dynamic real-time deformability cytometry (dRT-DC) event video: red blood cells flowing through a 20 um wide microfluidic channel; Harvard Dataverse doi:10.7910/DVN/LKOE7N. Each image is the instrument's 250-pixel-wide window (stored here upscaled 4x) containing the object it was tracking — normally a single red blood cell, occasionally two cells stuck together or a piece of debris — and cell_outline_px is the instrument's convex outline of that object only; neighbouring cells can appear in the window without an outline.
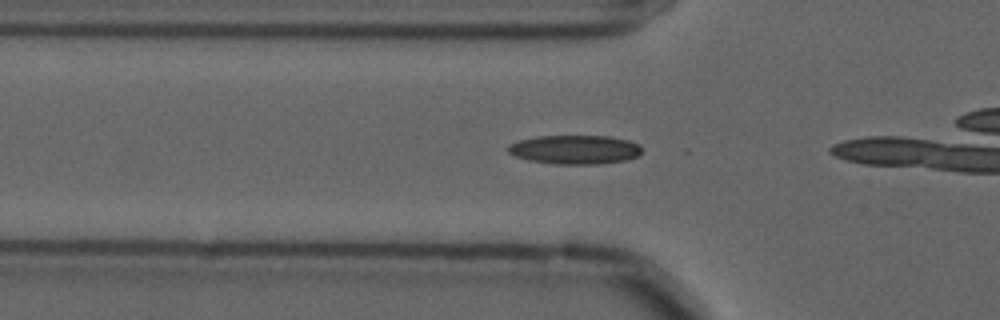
{"species": "common noctule bat (a hibernating species)", "species_latin": "Nyctalus noctula", "temperature_condition": "cold", "stored_images_in_passage": 8, "camera_frame_rate_fps": 3000, "um_per_image_px": 0.085, "animal": {"sex": "male", "forearm_length_mm": 52.5}, "frame": {"image": 1, "passage_image": 3, "time_ms": 0.667, "image_size_px": [1000, 320], "cell_outline_px": [[640, 156], [624, 160], [600, 164], [552, 164], [528, 160], [516, 156], [508, 152], [508, 144], [520, 140], [536, 136], [608, 136], [628, 140], [640, 144]], "centroid_in_image_um": [48.86, 12.72], "position_along_channel_um": 76.9, "area_um2": 22.66}}
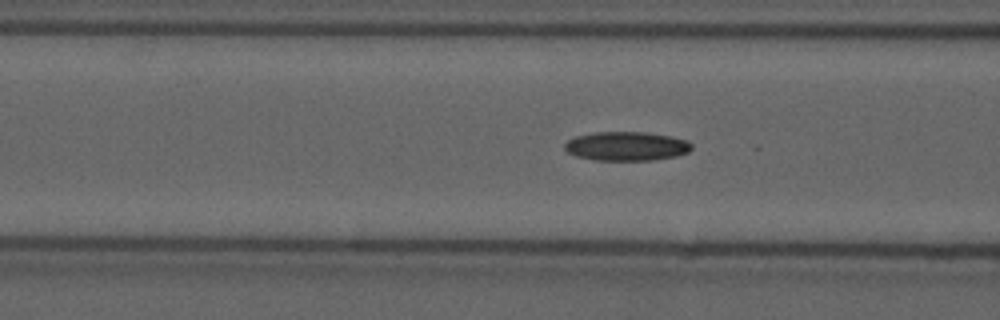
{"frame": {"image": 2, "passage_image": 6, "time_ms": 1.667, "image_size_px": [1000, 320], "cell_outline_px": [[692, 148], [688, 152], [676, 156], [652, 160], [592, 160], [576, 156], [568, 152], [564, 148], [564, 144], [568, 140], [576, 136], [596, 132], [648, 132], [672, 136], [688, 140], [692, 144]], "centroid_in_image_um": [53.27, 12.42], "position_along_channel_um": 113.3, "area_um2": 21.62}}